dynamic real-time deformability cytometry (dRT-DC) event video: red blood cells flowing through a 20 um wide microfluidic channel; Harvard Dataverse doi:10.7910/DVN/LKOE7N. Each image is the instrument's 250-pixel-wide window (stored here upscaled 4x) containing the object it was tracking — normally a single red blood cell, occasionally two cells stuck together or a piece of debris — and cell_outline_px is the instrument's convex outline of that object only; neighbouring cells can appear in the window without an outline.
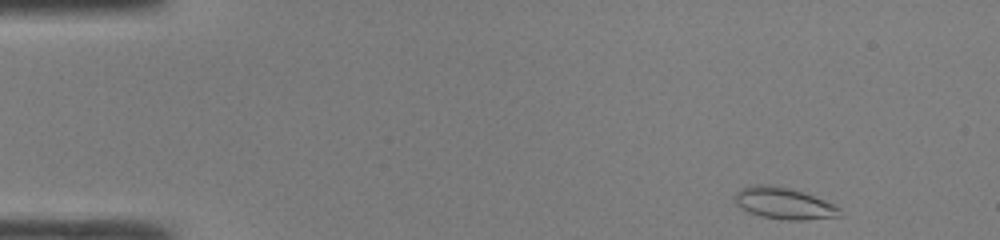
{"species": "common noctule bat (a hibernating species)", "species_latin": "Nyctalus noctula", "temperature_condition": "room temperature", "stored_images_in_passage": 9, "camera_frame_rate_fps": 3000, "um_per_image_px": 0.085, "animal": {"sex": "male", "body_mass_g": 19.0, "forearm_length_mm": 50.8}, "frame": {"image": 1, "passage_image": 1, "time_ms": 0.0, "image_size_px": [1000, 240], "cell_outline_px": [[840, 216], [804, 220], [788, 220], [760, 216], [748, 212], [736, 204], [736, 192], [744, 188], [756, 184], [768, 184], [788, 188], [804, 192], [824, 200], [840, 208]], "centroid_in_image_um": [66.64, 17.29], "position_along_channel_um": 18.4, "area_um2": 19.02}}